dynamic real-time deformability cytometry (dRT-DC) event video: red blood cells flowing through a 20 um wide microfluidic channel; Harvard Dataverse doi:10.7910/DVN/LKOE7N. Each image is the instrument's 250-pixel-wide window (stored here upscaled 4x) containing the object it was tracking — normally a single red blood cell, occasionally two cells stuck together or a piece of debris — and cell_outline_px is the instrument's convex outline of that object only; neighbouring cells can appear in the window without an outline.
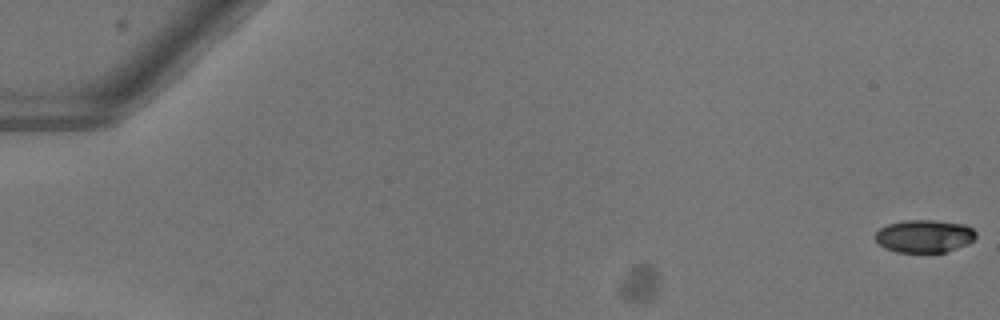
{"species": "common noctule bat (a hibernating species)", "species_latin": "Nyctalus noctula", "temperature_condition": "warm", "stored_images_in_passage": 51, "camera_frame_rate_fps": 3000, "um_per_image_px": 0.085, "animal": {"sex": "female"}, "frame": {"image": 1, "passage_image": 1, "time_ms": 0.0, "image_size_px": [1000, 320], "cell_outline_px": [[976, 236], [968, 244], [944, 252], [896, 252], [884, 248], [876, 240], [876, 232], [880, 228], [888, 224], [904, 220], [932, 220], [964, 224], [972, 228], [976, 232]], "centroid_in_image_um": [78.56, 20.07], "position_along_channel_um": 6.4, "area_um2": 19.13}}
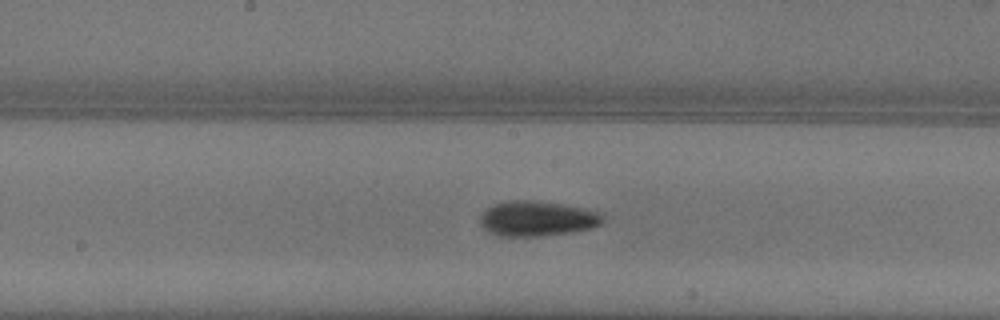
{"frame": {"image": 2, "passage_image": 29, "time_ms": 9.333, "image_size_px": [1000, 320], "cell_outline_px": [[604, 220], [600, 224], [592, 228], [572, 232], [540, 236], [500, 236], [488, 232], [480, 224], [480, 216], [484, 208], [492, 204], [508, 200], [540, 200], [564, 204], [604, 212]], "centroid_in_image_um": [45.66, 18.56], "position_along_channel_um": 202.5, "area_um2": 25.72}}
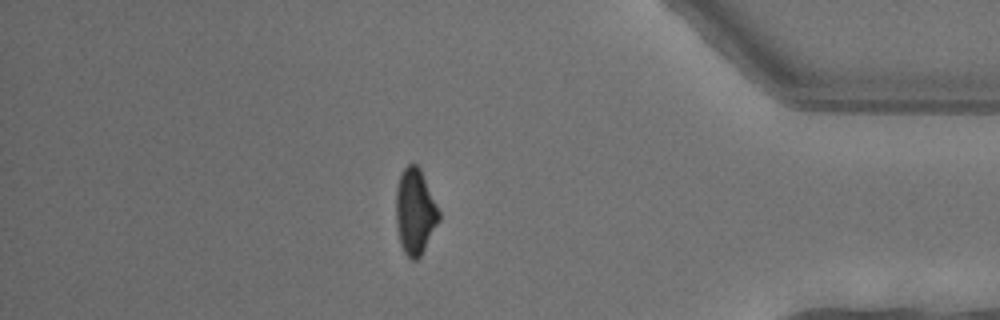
{"frame": {"image": 3, "passage_image": 46, "time_ms": 15.0, "image_size_px": [1000, 320], "cell_outline_px": [[440, 220], [420, 256], [416, 260], [412, 260], [404, 252], [400, 244], [396, 224], [396, 188], [400, 176], [404, 168], [408, 164], [416, 164], [420, 168], [440, 212]], "centroid_in_image_um": [35.27, 17.99], "position_along_channel_um": 399.9, "area_um2": 21.33}}